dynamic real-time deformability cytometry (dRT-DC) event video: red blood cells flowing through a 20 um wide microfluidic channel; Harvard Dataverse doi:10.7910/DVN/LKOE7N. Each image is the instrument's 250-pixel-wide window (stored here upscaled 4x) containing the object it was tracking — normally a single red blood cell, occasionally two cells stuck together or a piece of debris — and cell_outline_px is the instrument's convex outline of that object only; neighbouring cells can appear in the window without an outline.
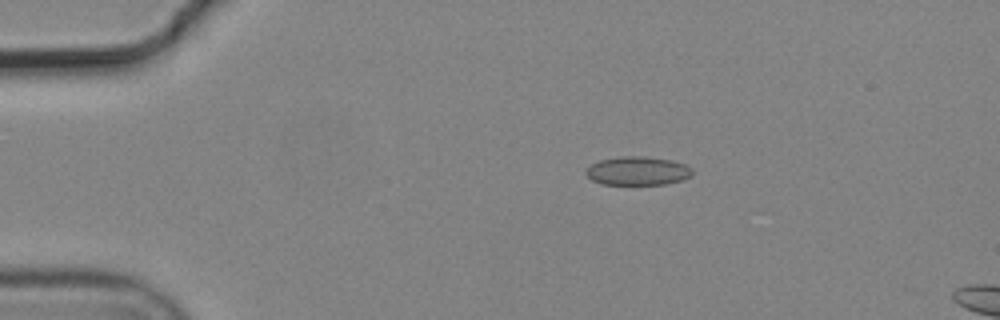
{"species": "common noctule bat (a hibernating species)", "species_latin": "Nyctalus noctula", "temperature_condition": "cold", "stored_images_in_passage": 9, "camera_frame_rate_fps": 3000, "um_per_image_px": 0.085, "animal": {"sex": "male", "body_mass_g": 19.2, "forearm_length_mm": 51.8}, "frame": {"image": 1, "passage_image": 3, "time_ms": 0.667, "image_size_px": [1000, 320], "cell_outline_px": [[692, 176], [680, 180], [664, 184], [600, 184], [592, 180], [584, 172], [592, 164], [600, 160], [620, 156], [644, 156], [672, 160], [684, 164], [692, 168]], "centroid_in_image_um": [54.2, 14.52], "position_along_channel_um": 30.8, "area_um2": 17.69}}
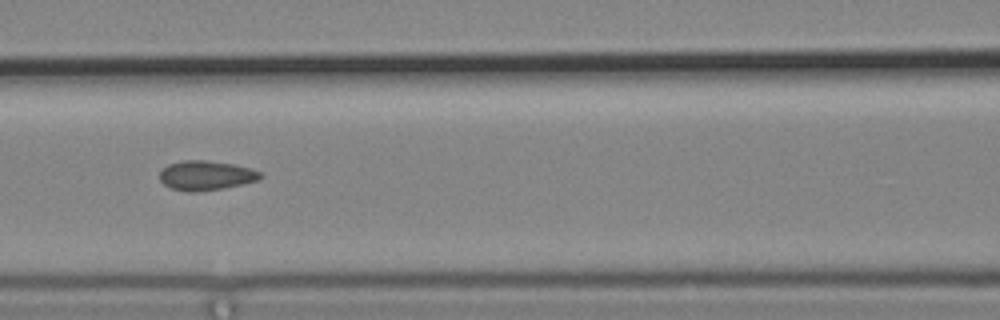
{"frame": {"image": 2, "passage_image": 7, "time_ms": 2.0, "image_size_px": [1000, 320], "cell_outline_px": [[264, 176], [256, 180], [224, 188], [172, 188], [164, 184], [160, 180], [160, 172], [168, 164], [184, 160], [204, 160], [232, 164], [248, 168], [260, 172]], "centroid_in_image_um": [17.52, 14.85], "position_along_channel_um": 149.1, "area_um2": 16.18}}
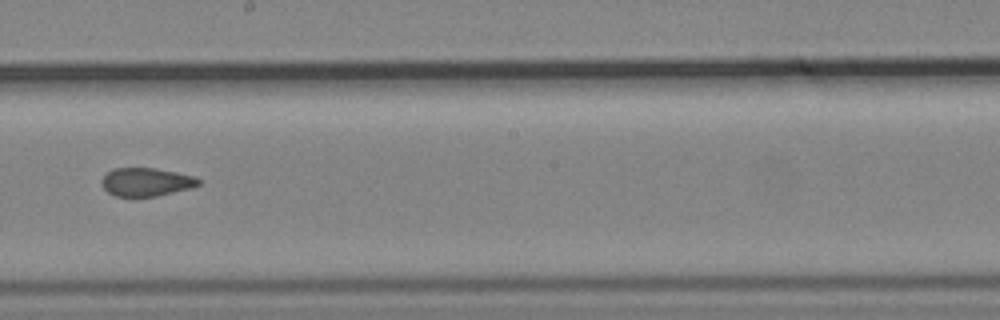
{"frame": {"image": 3, "passage_image": 9, "time_ms": 2.667, "image_size_px": [1000, 320], "cell_outline_px": [[200, 184], [192, 188], [156, 196], [116, 196], [108, 192], [100, 184], [100, 180], [112, 168], [156, 168], [196, 176], [200, 180]], "centroid_in_image_um": [12.43, 15.46], "position_along_channel_um": 235.8, "area_um2": 16.07}}